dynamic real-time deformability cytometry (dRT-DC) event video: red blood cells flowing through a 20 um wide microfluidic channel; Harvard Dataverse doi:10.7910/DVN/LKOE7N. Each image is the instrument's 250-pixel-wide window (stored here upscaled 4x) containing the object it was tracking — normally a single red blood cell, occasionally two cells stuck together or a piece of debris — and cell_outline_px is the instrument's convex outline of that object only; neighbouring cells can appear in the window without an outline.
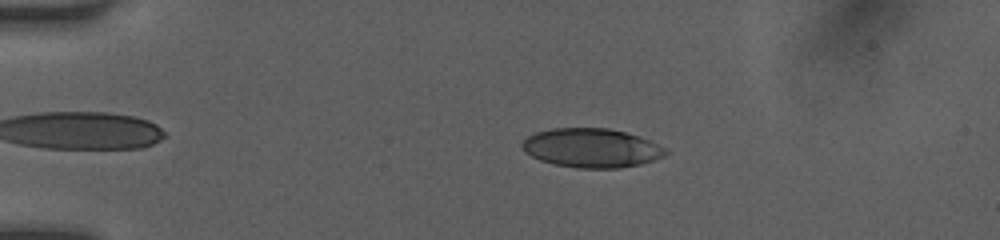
{"species": "human", "species_latin": "Homo sapiens", "temperature_condition": "room temperature", "stored_images_in_passage": 49, "camera_frame_rate_fps": 3000, "um_per_image_px": 0.085, "donor": {"sex": "female"}, "frame": {"image": 1, "passage_image": 10, "time_ms": 3.0, "image_size_px": [1000, 240], "cell_outline_px": [[668, 152], [664, 156], [640, 164], [620, 168], [576, 168], [556, 164], [540, 160], [524, 152], [520, 144], [528, 136], [536, 132], [552, 128], [608, 128], [640, 136], [668, 148]], "centroid_in_image_um": [50.29, 12.57], "position_along_channel_um": 34.7, "area_um2": 32.71}}
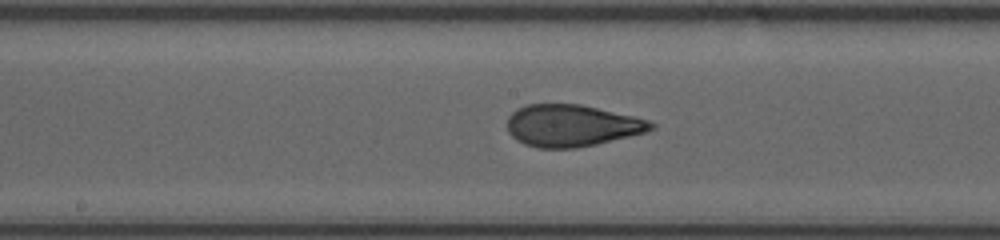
{"frame": {"image": 2, "passage_image": 26, "time_ms": 8.333, "image_size_px": [1000, 240], "cell_outline_px": [[656, 128], [648, 132], [596, 144], [576, 148], [540, 148], [524, 144], [516, 140], [508, 132], [508, 116], [516, 108], [528, 104], [580, 104], [636, 116], [648, 120], [656, 124]], "centroid_in_image_um": [48.63, 10.67], "position_along_channel_um": 199.6, "area_um2": 35.37}}
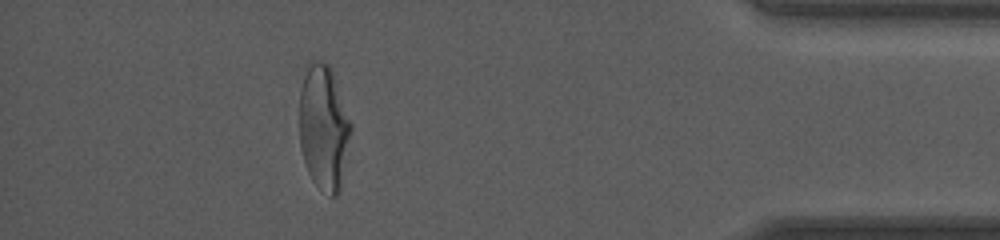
{"frame": {"image": 3, "passage_image": 44, "time_ms": 14.333, "image_size_px": [1000, 240], "cell_outline_px": [[352, 128], [340, 192], [336, 196], [332, 196], [316, 184], [312, 180], [308, 172], [300, 148], [300, 88], [308, 60], [320, 60], [328, 64], [332, 68], [352, 124]], "centroid_in_image_um": [27.52, 10.78], "position_along_channel_um": 407.7, "area_um2": 37.86}, "authors_computed_cell_mechanics": {"area_um2": 35.2002, "velocity_mm_per_s": 4.1846, "shape_relaxation_time_tau1_ms": 3.8115, "shape_relaxation_time_tau2_ms": 0.8476, "deformation_change_tau1": 0.1638, "deformation_change_tau2": 0.0803}}